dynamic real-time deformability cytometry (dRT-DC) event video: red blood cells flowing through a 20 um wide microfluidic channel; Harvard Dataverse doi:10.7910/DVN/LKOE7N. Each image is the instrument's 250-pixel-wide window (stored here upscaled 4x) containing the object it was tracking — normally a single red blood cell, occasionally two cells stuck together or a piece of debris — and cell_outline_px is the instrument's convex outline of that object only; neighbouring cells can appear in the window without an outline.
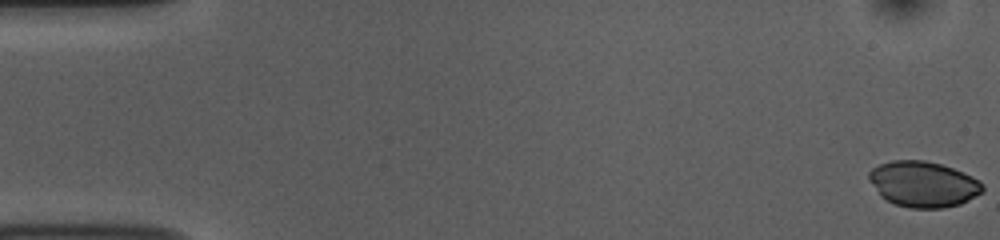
{"species": "common noctule bat (a hibernating species)", "species_latin": "Nyctalus noctula", "temperature_condition": "room temperature", "stored_images_in_passage": 54, "camera_frame_rate_fps": 3000, "um_per_image_px": 0.085, "animal": {"sex": "female", "body_mass_g": 10.0, "forearm_length_mm": 53.1}, "frame": {"image": 1, "passage_image": 1, "time_ms": 0.0, "image_size_px": [1000, 240], "cell_outline_px": [[984, 192], [960, 204], [944, 208], [912, 208], [896, 204], [880, 196], [868, 180], [868, 172], [872, 168], [880, 164], [892, 160], [924, 160], [940, 164], [964, 172], [980, 180], [984, 184]], "centroid_in_image_um": [78.49, 15.65], "position_along_channel_um": 6.5, "area_um2": 30.46}}
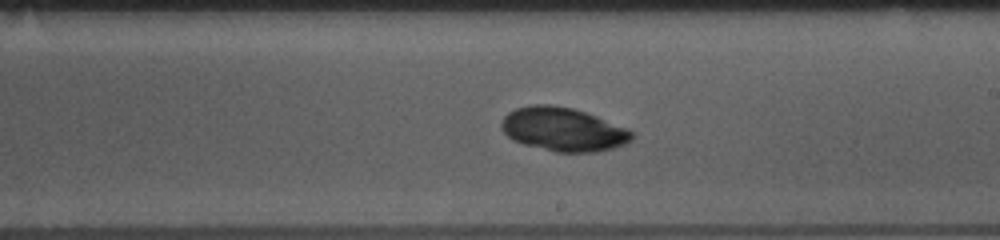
{"frame": {"image": 2, "passage_image": 31, "time_ms": 10.0, "image_size_px": [1000, 240], "cell_outline_px": [[636, 136], [632, 140], [624, 144], [612, 148], [596, 152], [556, 152], [524, 144], [512, 140], [500, 128], [500, 124], [504, 116], [508, 112], [516, 108], [532, 104], [552, 104], [572, 108], [596, 116], [628, 128]], "centroid_in_image_um": [47.86, 10.99], "position_along_channel_um": 241.1, "area_um2": 33.29}}
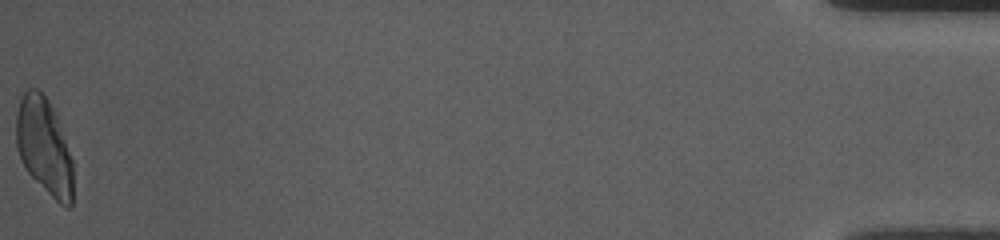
{"frame": {"image": 3, "passage_image": 54, "time_ms": 17.667, "image_size_px": [1000, 240], "cell_outline_px": [[72, 208], [64, 208], [24, 168], [16, 148], [16, 116], [20, 100], [24, 92], [28, 88], [36, 88], [48, 100], [56, 112], [72, 160]], "centroid_in_image_um": [3.75, 12.43], "position_along_channel_um": 431.5, "area_um2": 31.91}}